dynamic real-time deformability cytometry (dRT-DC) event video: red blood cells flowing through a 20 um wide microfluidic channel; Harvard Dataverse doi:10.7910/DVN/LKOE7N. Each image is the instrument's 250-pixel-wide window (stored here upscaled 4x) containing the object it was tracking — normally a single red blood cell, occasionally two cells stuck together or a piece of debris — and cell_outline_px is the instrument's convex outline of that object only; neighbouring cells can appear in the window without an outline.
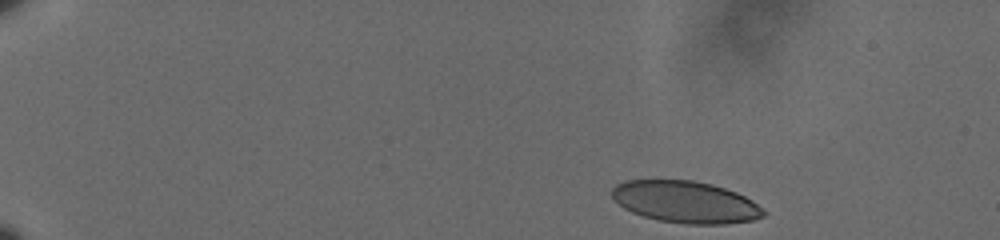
{"species": "human", "species_latin": "Homo sapiens", "temperature_condition": "cold", "stored_images_in_passage": 51, "camera_frame_rate_fps": 3000, "um_per_image_px": 0.085, "donor": {"sex": "male"}, "frame": {"image": 1, "passage_image": 1, "time_ms": 0.0, "image_size_px": [1000, 240], "cell_outline_px": [[768, 212], [764, 216], [756, 220], [724, 224], [688, 224], [660, 220], [644, 216], [632, 212], [624, 208], [612, 196], [612, 188], [616, 184], [624, 180], [692, 180], [712, 184], [736, 192], [752, 200]], "centroid_in_image_um": [58.31, 17.17], "position_along_channel_um": 26.7, "area_um2": 36.99}}
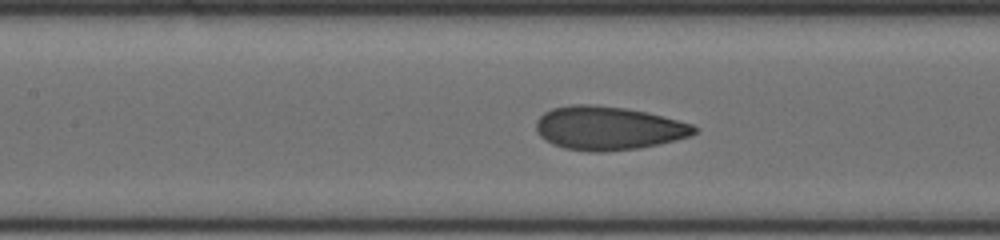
{"frame": {"image": 2, "passage_image": 22, "time_ms": 7.0, "image_size_px": [1000, 240], "cell_outline_px": [[696, 132], [692, 136], [640, 148], [604, 152], [588, 152], [564, 148], [552, 144], [540, 136], [536, 132], [536, 120], [544, 112], [552, 108], [572, 104], [592, 104], [624, 108], [648, 112], [692, 124], [696, 128]], "centroid_in_image_um": [51.67, 10.89], "position_along_channel_um": 155.7, "area_um2": 40.34}}
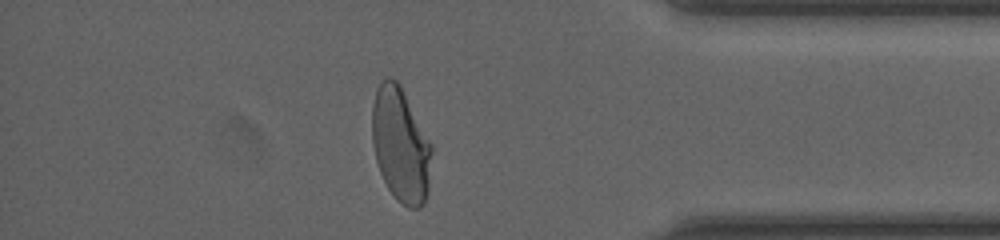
{"frame": {"image": 3, "passage_image": 44, "time_ms": 14.333, "image_size_px": [1000, 240], "cell_outline_px": [[432, 152], [428, 192], [424, 204], [420, 208], [408, 208], [396, 200], [388, 188], [380, 172], [376, 160], [372, 144], [372, 104], [376, 88], [380, 80], [384, 76], [388, 76], [396, 80], [400, 84], [432, 144]], "centroid_in_image_um": [34.05, 12.3], "position_along_channel_um": 401.2, "area_um2": 40.29}, "authors_computed_cell_mechanics": {"area_um2": 39.1306, "velocity_mm_per_s": 3.5985, "shape_relaxation_time_tau1_ms": 5.2626, "shape_relaxation_time_tau2_ms": null, "deformation_change_tau1": 0.1707, "deformation_change_tau2": null}}